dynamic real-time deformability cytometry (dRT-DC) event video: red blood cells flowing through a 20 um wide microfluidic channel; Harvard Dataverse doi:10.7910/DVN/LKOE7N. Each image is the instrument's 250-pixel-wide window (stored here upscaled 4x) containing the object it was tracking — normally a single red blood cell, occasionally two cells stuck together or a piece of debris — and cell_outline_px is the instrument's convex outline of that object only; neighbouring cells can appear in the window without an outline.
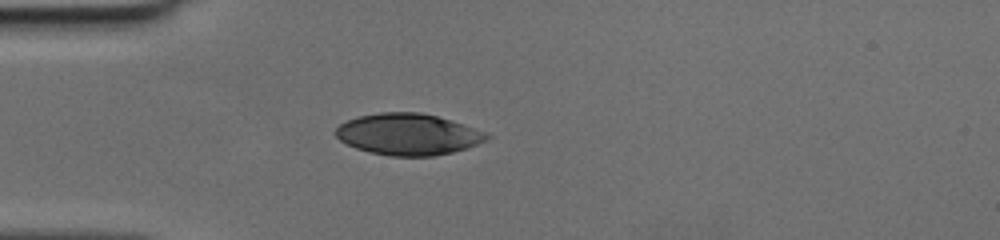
{"species": "human", "species_latin": "Homo sapiens", "temperature_condition": "cold", "stored_images_in_passage": 35, "camera_frame_rate_fps": 3000, "um_per_image_px": 0.085, "donor": {"sex": "female"}, "frame": {"image": 1, "passage_image": 1, "time_ms": 0.0, "image_size_px": [1000, 240], "cell_outline_px": [[492, 136], [488, 140], [468, 148], [452, 152], [432, 156], [388, 156], [368, 152], [356, 148], [340, 140], [332, 132], [340, 124], [348, 120], [360, 116], [380, 112], [420, 112], [452, 120], [484, 132]], "centroid_in_image_um": [34.68, 11.42], "position_along_channel_um": 50.3, "area_um2": 36.53}}
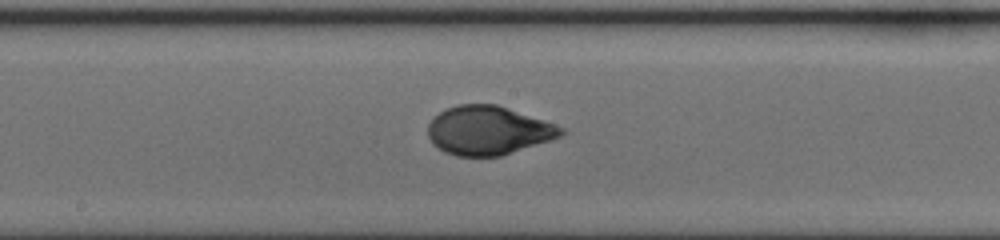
{"frame": {"image": 2, "passage_image": 13, "time_ms": 4.0, "image_size_px": [1000, 240], "cell_outline_px": [[568, 132], [552, 140], [500, 156], [456, 156], [444, 152], [436, 148], [432, 144], [428, 136], [428, 124], [432, 116], [444, 108], [456, 104], [496, 104], [564, 128]], "centroid_in_image_um": [41.44, 11.09], "position_along_channel_um": 206.8, "area_um2": 38.03}}
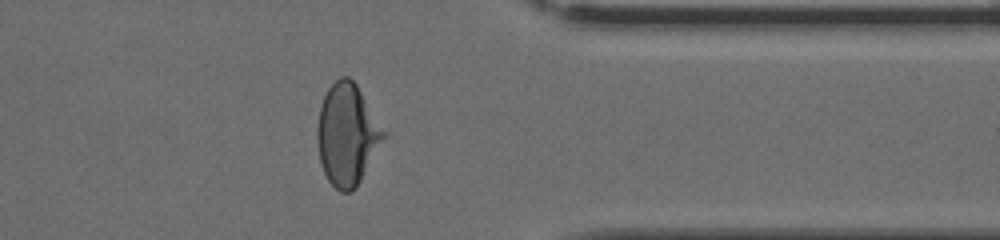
{"frame": {"image": 3, "passage_image": 26, "time_ms": 8.333, "image_size_px": [1000, 240], "cell_outline_px": [[388, 136], [356, 188], [352, 192], [340, 192], [328, 180], [324, 172], [320, 160], [316, 140], [316, 128], [320, 108], [324, 96], [328, 88], [340, 76], [348, 76], [356, 84], [388, 132]], "centroid_in_image_um": [29.55, 11.45], "position_along_channel_um": 381.9, "area_um2": 39.82}}